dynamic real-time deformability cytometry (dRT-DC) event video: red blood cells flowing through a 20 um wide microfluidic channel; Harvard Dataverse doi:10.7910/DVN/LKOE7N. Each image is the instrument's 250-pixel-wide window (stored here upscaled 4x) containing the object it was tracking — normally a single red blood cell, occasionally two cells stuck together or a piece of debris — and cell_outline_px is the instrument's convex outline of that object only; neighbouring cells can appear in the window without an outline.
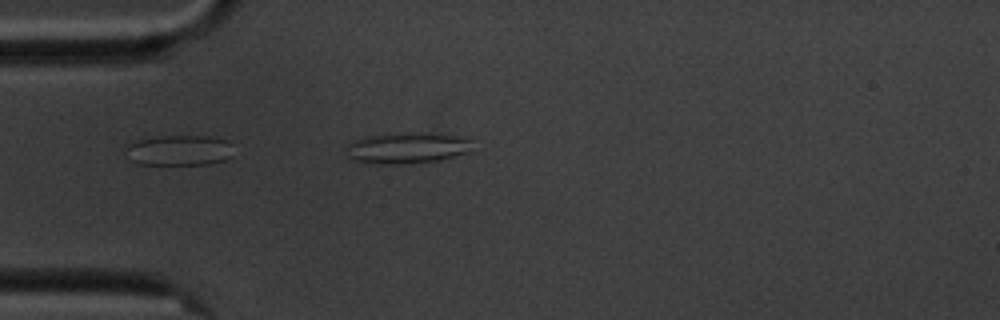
{"species": "common noctule bat (a hibernating species)", "species_latin": "Nyctalus noctula", "temperature_condition": "cold", "stored_images_in_passage": 8, "camera_frame_rate_fps": 3000, "um_per_image_px": 0.085, "animal": {"sex": "male", "body_mass_g": 20.1, "forearm_length_mm": 53.5}, "frame": {"image": 1, "passage_image": 2, "time_ms": 1.0, "image_size_px": [1000, 320], "cell_outline_px": [[232, 156], [224, 160], [208, 164], [136, 164], [124, 156], [124, 144], [136, 140], [160, 136], [208, 136], [228, 140]], "centroid_in_image_um": [15.12, 12.77], "position_along_channel_um": 69.9, "area_um2": 19.42}}
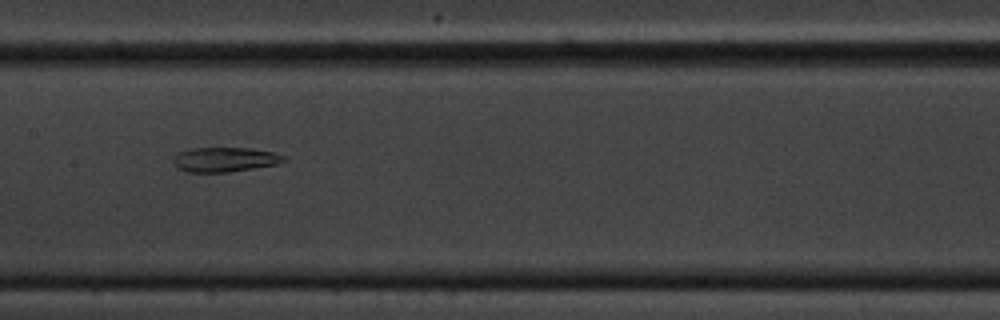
{"frame": {"image": 2, "passage_image": 5, "time_ms": 5.333, "image_size_px": [1000, 320], "cell_outline_px": [[288, 160], [280, 164], [228, 172], [184, 172], [176, 168], [172, 160], [180, 152], [192, 148], [252, 148], [272, 152], [284, 156]], "centroid_in_image_um": [19.12, 13.57], "position_along_channel_um": 188.3, "area_um2": 15.95}}
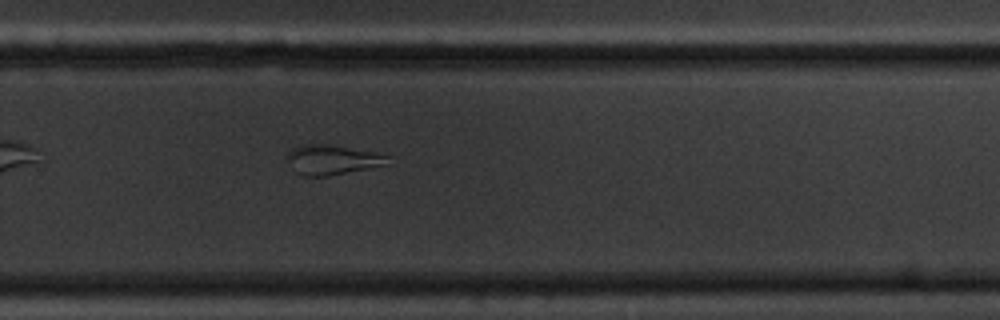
{"frame": {"image": 3, "passage_image": 8, "time_ms": 8.667, "image_size_px": [1000, 320], "cell_outline_px": [[388, 156], [384, 164], [368, 168], [328, 176], [304, 176], [296, 172], [288, 160], [288, 152], [292, 148], [300, 144], [320, 144], [376, 152]], "centroid_in_image_um": [28.17, 13.58], "position_along_channel_um": 301.6, "area_um2": 16.88}}